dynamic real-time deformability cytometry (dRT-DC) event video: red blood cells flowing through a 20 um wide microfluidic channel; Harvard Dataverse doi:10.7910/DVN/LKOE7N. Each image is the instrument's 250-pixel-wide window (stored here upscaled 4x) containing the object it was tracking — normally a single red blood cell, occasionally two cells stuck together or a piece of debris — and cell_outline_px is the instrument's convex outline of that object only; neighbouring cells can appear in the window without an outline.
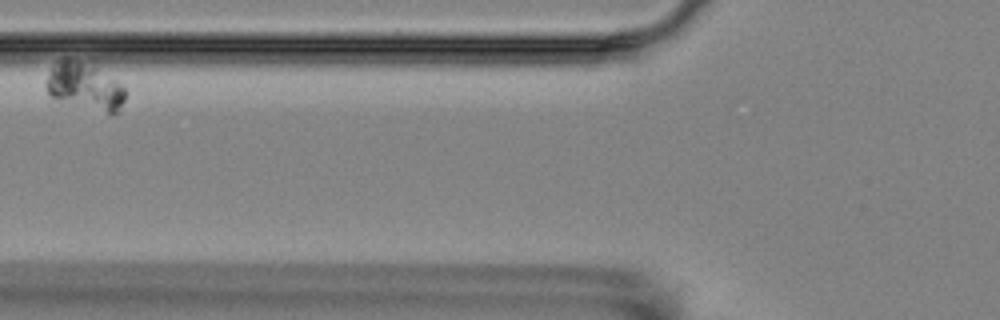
{"species": "Egyptian fruit bat (a non-hibernating species)", "species_latin": "Rousettus aegyptiacus", "temperature_condition": "room temperature", "stored_images_in_passage": 10, "segment_of_instrument_passage": [2, 4], "camera_frame_rate_fps": 3000, "um_per_image_px": 0.085, "animal": {"sex": "female"}, "frame": {"image": 1, "passage_image": 5, "time_ms": 5.667, "image_size_px": [1000, 320], "cell_outline_px": [[124, 100], [120, 112], [108, 112], [48, 96], [44, 84], [44, 80], [52, 64], [64, 56], [92, 56], [124, 88]], "centroid_in_image_um": [7.17, 7.13], "position_along_channel_um": 118.6, "area_um2": 23.12}}